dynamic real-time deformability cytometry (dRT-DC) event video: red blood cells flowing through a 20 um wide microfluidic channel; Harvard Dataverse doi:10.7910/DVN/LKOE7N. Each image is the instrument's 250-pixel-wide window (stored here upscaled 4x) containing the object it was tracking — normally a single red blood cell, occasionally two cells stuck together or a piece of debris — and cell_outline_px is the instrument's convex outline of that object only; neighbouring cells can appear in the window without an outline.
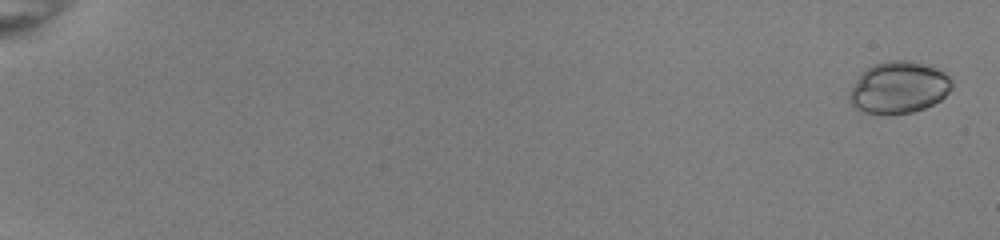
{"species": "common noctule bat (a hibernating species)", "species_latin": "Nyctalus noctula", "temperature_condition": "room temperature", "stored_images_in_passage": 54, "camera_frame_rate_fps": 3000, "um_per_image_px": 0.085, "animal": {"sex": "female", "body_mass_g": 22.0, "forearm_length_mm": 56.7}, "frame": {"image": 1, "passage_image": 2, "time_ms": 0.333, "image_size_px": [1000, 240], "cell_outline_px": [[952, 88], [940, 100], [924, 108], [912, 112], [864, 112], [852, 108], [848, 96], [848, 92], [860, 76], [868, 68], [876, 64], [888, 60], [916, 60], [944, 72], [952, 80]], "centroid_in_image_um": [76.4, 7.41], "position_along_channel_um": 8.6, "area_um2": 30.52}}
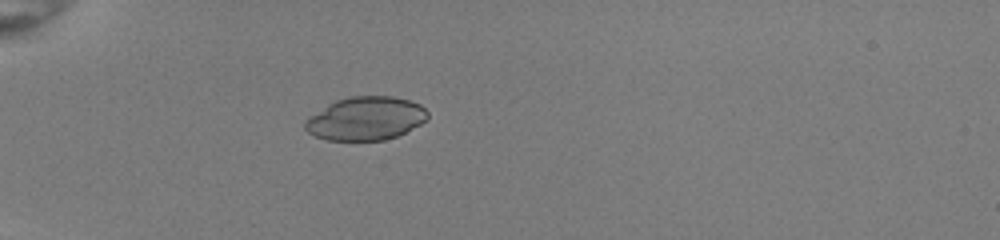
{"frame": {"image": 2, "passage_image": 19, "time_ms": 6.0, "image_size_px": [1000, 240], "cell_outline_px": [[428, 120], [396, 136], [384, 140], [328, 140], [316, 136], [308, 132], [304, 128], [304, 120], [328, 104], [336, 100], [348, 96], [392, 96], [408, 100], [420, 104], [428, 112]], "centroid_in_image_um": [31.08, 10.06], "position_along_channel_um": 53.9, "area_um2": 30.92}}